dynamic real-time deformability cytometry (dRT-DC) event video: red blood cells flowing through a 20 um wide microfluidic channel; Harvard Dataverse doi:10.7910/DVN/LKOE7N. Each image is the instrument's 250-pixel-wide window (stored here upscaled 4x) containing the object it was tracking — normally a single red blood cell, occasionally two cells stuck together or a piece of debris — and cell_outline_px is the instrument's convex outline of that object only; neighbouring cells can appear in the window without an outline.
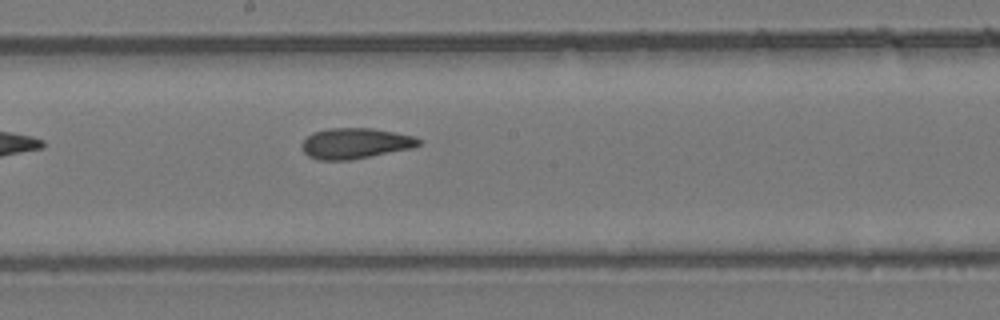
{"species": "common noctule bat (a hibernating species)", "species_latin": "Nyctalus noctula", "temperature_condition": "room temperature", "stored_images_in_passage": 5, "camera_frame_rate_fps": 3000, "um_per_image_px": 0.085, "animal": {"sex": "female", "body_mass_g": 24.6, "forearm_length_mm": 56.2}, "frame": {"image": 1, "passage_image": 5, "time_ms": 4.667, "image_size_px": [1000, 320], "cell_outline_px": [[424, 140], [420, 144], [412, 148], [348, 160], [316, 160], [308, 156], [300, 148], [300, 144], [312, 132], [328, 128], [372, 128], [416, 136]], "centroid_in_image_um": [30.18, 12.18], "position_along_channel_um": 218.0, "area_um2": 21.04}}